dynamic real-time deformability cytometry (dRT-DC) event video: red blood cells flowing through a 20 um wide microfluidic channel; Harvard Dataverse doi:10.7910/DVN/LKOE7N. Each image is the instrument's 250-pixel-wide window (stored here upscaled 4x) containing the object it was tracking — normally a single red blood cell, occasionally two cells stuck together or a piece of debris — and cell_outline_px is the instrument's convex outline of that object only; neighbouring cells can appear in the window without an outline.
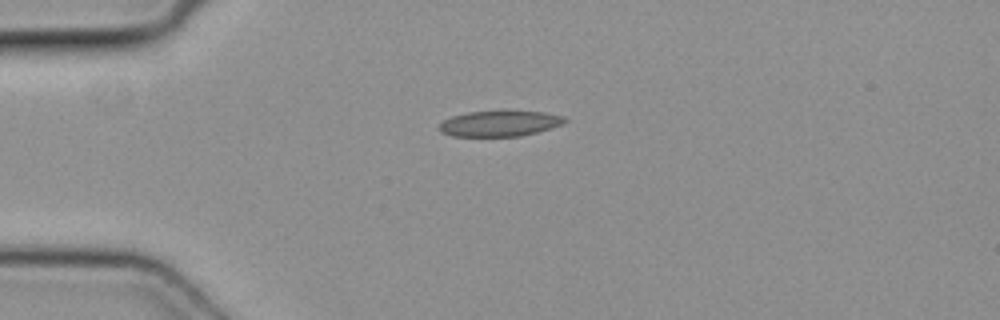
{"species": "common noctule bat (a hibernating species)", "species_latin": "Nyctalus noctula", "temperature_condition": "cold", "stored_images_in_passage": 29, "camera_frame_rate_fps": 3000, "um_per_image_px": 0.085, "animal": {"sex": "female", "body_mass_g": 19.3, "forearm_length_mm": 54.1}, "frame": {"image": 1, "passage_image": 1, "time_ms": 0.0, "image_size_px": [1000, 320], "cell_outline_px": [[568, 120], [552, 128], [520, 136], [452, 136], [440, 132], [440, 124], [444, 120], [452, 116], [468, 112], [544, 112], [564, 116]], "centroid_in_image_um": [42.47, 10.51], "position_along_channel_um": 42.5, "area_um2": 18.38}}
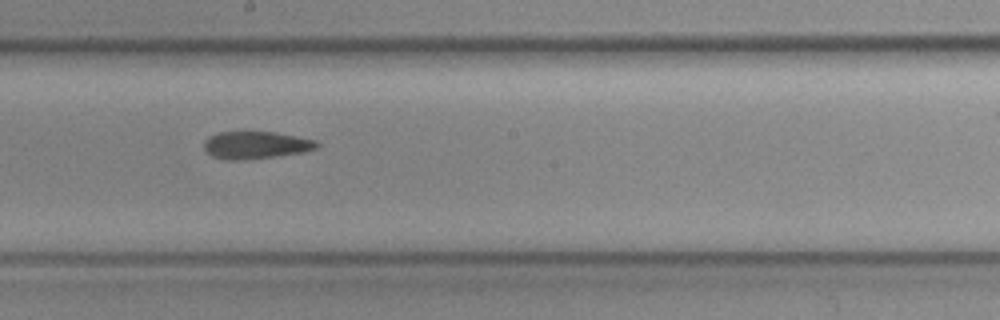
{"frame": {"image": 2, "passage_image": 16, "time_ms": 5.0, "image_size_px": [1000, 320], "cell_outline_px": [[320, 144], [316, 148], [304, 152], [272, 156], [236, 160], [224, 160], [212, 156], [204, 148], [204, 140], [208, 136], [220, 132], [276, 132], [316, 140]], "centroid_in_image_um": [21.73, 12.32], "position_along_channel_um": 226.5, "area_um2": 17.86}}
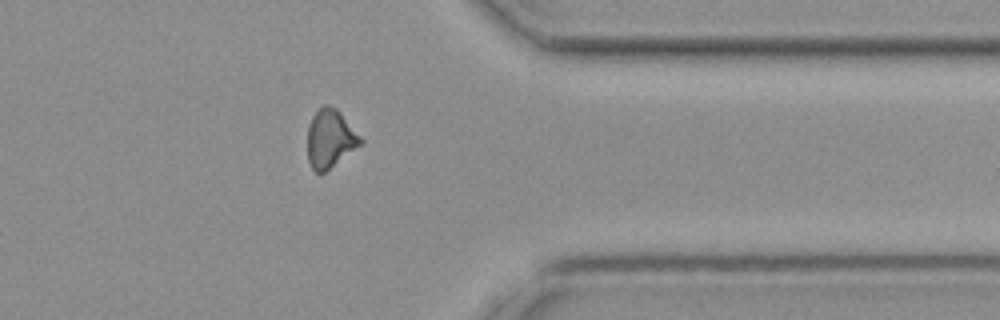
{"frame": {"image": 3, "passage_image": 28, "time_ms": 9.0, "image_size_px": [1000, 320], "cell_outline_px": [[364, 140], [360, 144], [324, 172], [316, 172], [312, 168], [308, 160], [308, 128], [312, 116], [324, 104], [328, 104], [336, 108], [340, 112]], "centroid_in_image_um": [28.05, 11.75], "position_along_channel_um": 383.4, "area_um2": 17.57}}